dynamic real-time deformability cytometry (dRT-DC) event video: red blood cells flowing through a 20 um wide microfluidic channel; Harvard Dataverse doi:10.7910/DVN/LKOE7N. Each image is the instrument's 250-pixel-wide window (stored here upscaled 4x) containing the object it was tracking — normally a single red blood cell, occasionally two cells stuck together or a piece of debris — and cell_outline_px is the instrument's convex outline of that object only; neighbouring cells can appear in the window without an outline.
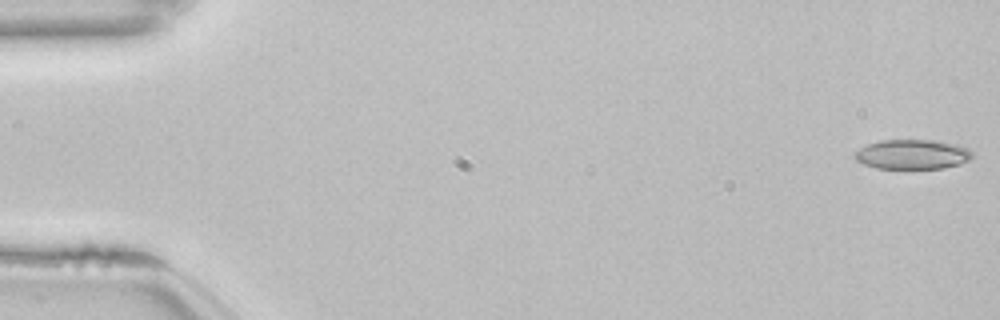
{"species": "common noctule bat (a hibernating species)", "species_latin": "Nyctalus noctula", "temperature_condition": "room temperature", "stored_images_in_passage": 54, "camera_frame_rate_fps": 3000, "um_per_image_px": 0.085, "animal": {"sex": "female", "body_mass_g": 22.7, "forearm_length_mm": 54.2}, "frame": {"image": 1, "passage_image": 1, "time_ms": 0.0, "image_size_px": [1000, 320], "cell_outline_px": [[972, 156], [968, 160], [960, 164], [944, 168], [876, 168], [864, 164], [856, 160], [852, 156], [860, 148], [868, 144], [880, 140], [932, 140], [956, 144], [968, 148], [972, 152]], "centroid_in_image_um": [77.54, 13.12], "position_along_channel_um": 7.5, "area_um2": 20.23}}
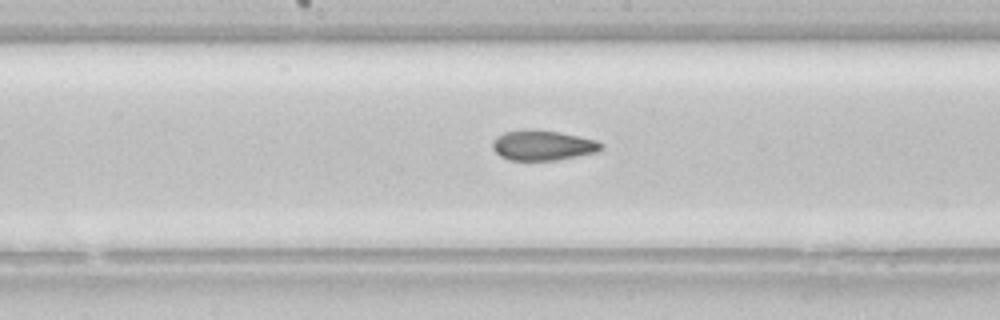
{"frame": {"image": 2, "passage_image": 28, "time_ms": 9.0, "image_size_px": [1000, 320], "cell_outline_px": [[604, 148], [596, 152], [556, 160], [512, 160], [500, 156], [492, 148], [492, 144], [496, 136], [504, 132], [528, 128], [532, 128], [560, 132], [596, 140], [604, 144]], "centroid_in_image_um": [46.13, 12.33], "position_along_channel_um": 202.1, "area_um2": 19.19}}
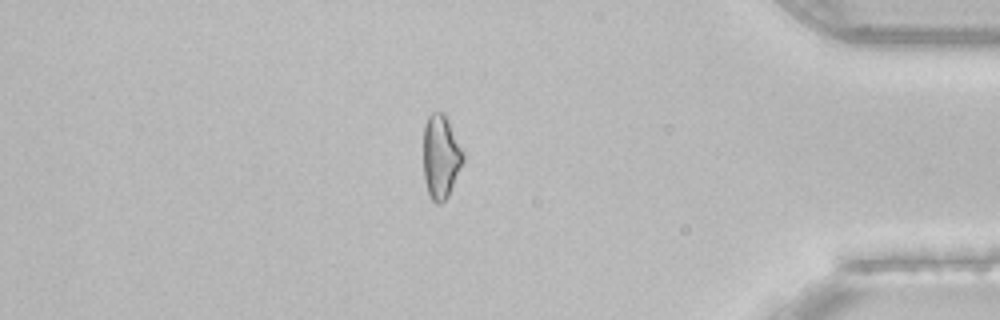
{"frame": {"image": 3, "passage_image": 46, "time_ms": 15.0, "image_size_px": [1000, 320], "cell_outline_px": [[464, 160], [448, 196], [440, 204], [436, 204], [428, 196], [424, 180], [424, 124], [428, 116], [432, 112], [444, 112], [464, 152]], "centroid_in_image_um": [37.46, 13.33], "position_along_channel_um": 397.7, "area_um2": 19.48}, "authors_computed_cell_mechanics": {"area_um2": 19.7387, "velocity_mm_per_s": 3.8539, "shape_relaxation_time_tau1_ms": null, "shape_relaxation_time_tau2_ms": 3.9336, "deformation_change_tau1": null, "deformation_change_tau2": 0.0937}}